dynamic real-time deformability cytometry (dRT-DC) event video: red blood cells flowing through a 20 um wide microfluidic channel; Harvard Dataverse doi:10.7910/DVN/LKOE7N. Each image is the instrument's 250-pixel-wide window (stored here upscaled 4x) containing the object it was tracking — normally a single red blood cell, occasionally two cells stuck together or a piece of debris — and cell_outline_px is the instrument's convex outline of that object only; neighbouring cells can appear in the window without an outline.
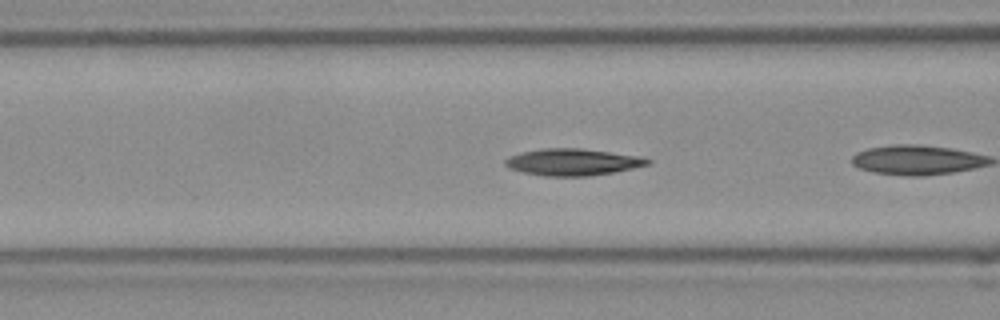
{"species": "Egyptian fruit bat (a non-hibernating species)", "species_latin": "Rousettus aegyptiacus", "temperature_condition": "room temperature", "stored_images_in_passage": 7, "camera_frame_rate_fps": 3000, "um_per_image_px": 0.085, "frame": {"image": 1, "passage_image": 3, "time_ms": 0.667, "image_size_px": [1000, 320], "cell_outline_px": [[652, 160], [648, 164], [632, 168], [612, 172], [588, 176], [544, 176], [524, 172], [508, 168], [504, 164], [504, 160], [508, 156], [524, 152], [544, 148], [580, 148], [636, 156]], "centroid_in_image_um": [48.61, 13.78], "position_along_channel_um": 118.0, "area_um2": 21.85}}
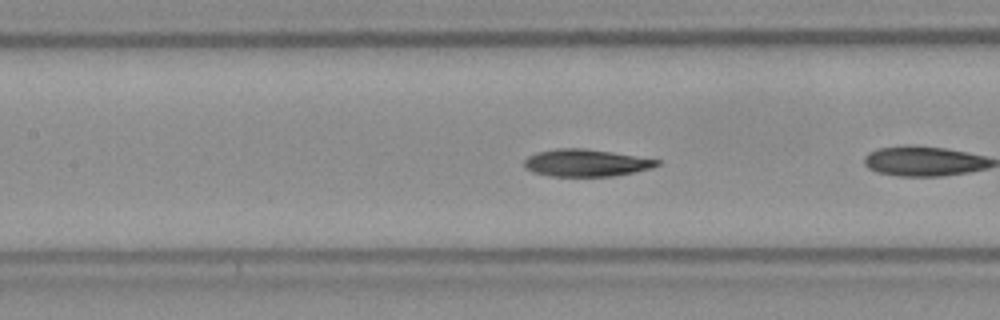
{"frame": {"image": 2, "passage_image": 6, "time_ms": 1.667, "image_size_px": [1000, 320], "cell_outline_px": [[660, 164], [652, 168], [636, 172], [612, 176], [552, 176], [532, 172], [524, 164], [524, 160], [528, 156], [536, 152], [556, 148], [584, 148], [612, 152], [660, 160]], "centroid_in_image_um": [49.82, 13.84], "position_along_channel_um": 157.6, "area_um2": 21.04}}